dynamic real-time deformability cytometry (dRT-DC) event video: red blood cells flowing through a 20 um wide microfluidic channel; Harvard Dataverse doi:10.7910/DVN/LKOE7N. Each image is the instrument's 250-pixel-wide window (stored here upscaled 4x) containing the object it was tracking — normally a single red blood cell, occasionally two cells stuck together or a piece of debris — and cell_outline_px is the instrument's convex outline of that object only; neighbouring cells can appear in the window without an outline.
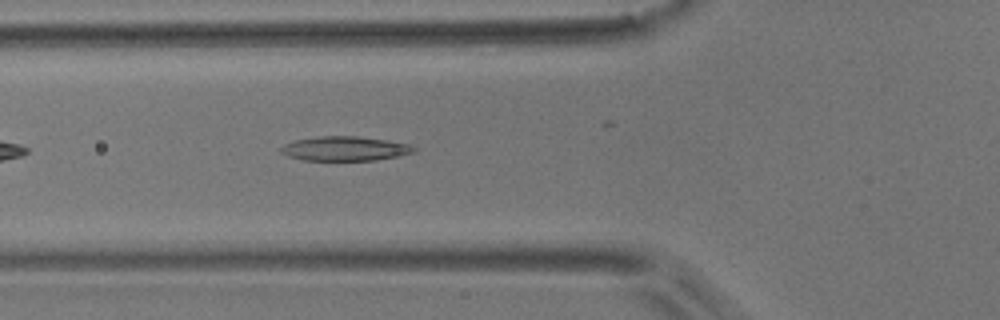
{"species": "common noctule bat (a hibernating species)", "species_latin": "Nyctalus noctula", "temperature_condition": "room temperature", "stored_images_in_passage": 6, "camera_frame_rate_fps": 3000, "um_per_image_px": 0.085, "animal": {"sex": "male", "body_mass_g": 17.9}, "frame": {"image": 1, "passage_image": 6, "time_ms": 5.667, "image_size_px": [1000, 320], "cell_outline_px": [[416, 148], [412, 152], [400, 156], [376, 160], [304, 160], [288, 156], [280, 152], [280, 148], [284, 144], [296, 140], [320, 136], [360, 136], [388, 140], [408, 144]], "centroid_in_image_um": [29.31, 12.63], "position_along_channel_um": 96.5, "area_um2": 18.84}}